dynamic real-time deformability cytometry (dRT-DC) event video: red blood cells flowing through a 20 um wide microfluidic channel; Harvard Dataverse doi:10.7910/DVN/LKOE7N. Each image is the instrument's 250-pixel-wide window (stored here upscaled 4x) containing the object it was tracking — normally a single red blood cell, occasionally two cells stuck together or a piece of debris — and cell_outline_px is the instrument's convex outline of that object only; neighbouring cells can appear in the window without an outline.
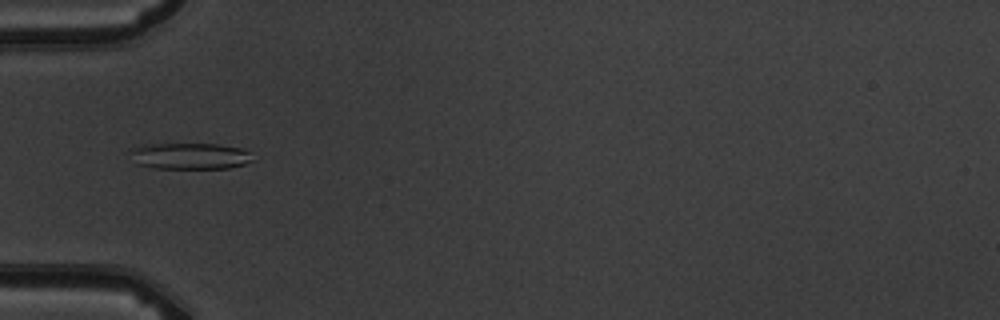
{"species": "common noctule bat (a hibernating species)", "species_latin": "Nyctalus noctula", "temperature_condition": "warm", "stored_images_in_passage": 7, "camera_frame_rate_fps": 3000, "um_per_image_px": 0.085, "animal": {"sex": "male", "body_mass_g": 19.5, "forearm_length_mm": 54.6}, "frame": {"image": 1, "passage_image": 6, "time_ms": 5.667, "image_size_px": [1000, 320], "cell_outline_px": [[252, 160], [244, 164], [228, 168], [152, 168], [136, 164], [128, 152], [132, 148], [144, 144], [216, 144], [244, 148], [248, 152]], "centroid_in_image_um": [16.08, 13.26], "position_along_channel_um": 68.9, "area_um2": 18.84}}
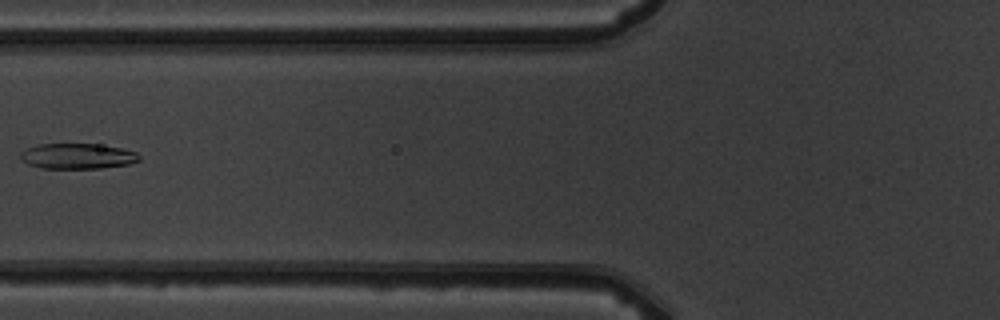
{"frame": {"image": 2, "passage_image": 7, "time_ms": 7.0, "image_size_px": [1000, 320], "cell_outline_px": [[140, 160], [128, 164], [100, 168], [40, 168], [28, 164], [20, 156], [20, 152], [28, 148], [40, 144], [92, 144], [120, 148], [136, 152], [140, 156]], "centroid_in_image_um": [6.58, 13.28], "position_along_channel_um": 119.2, "area_um2": 17.34}}